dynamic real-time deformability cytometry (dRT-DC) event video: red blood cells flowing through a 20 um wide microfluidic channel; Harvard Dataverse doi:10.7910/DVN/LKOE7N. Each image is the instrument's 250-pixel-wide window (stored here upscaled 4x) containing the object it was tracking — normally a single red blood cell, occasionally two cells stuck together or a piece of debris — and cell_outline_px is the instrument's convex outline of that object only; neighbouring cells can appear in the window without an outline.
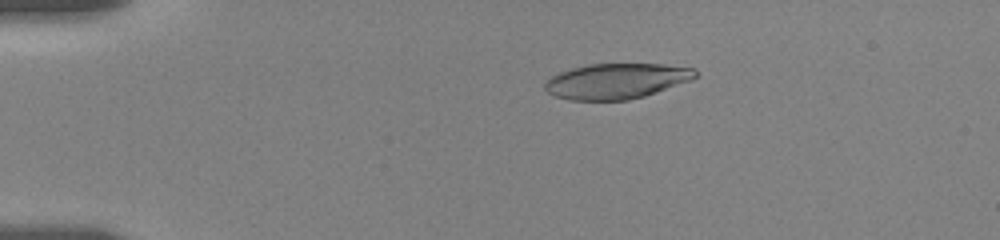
{"species": "human", "species_latin": "Homo sapiens", "temperature_condition": "room temperature", "stored_images_in_passage": 14, "camera_frame_rate_fps": 3000, "um_per_image_px": 0.085, "donor": {"sex": "female"}, "frame": {"image": 1, "passage_image": 4, "time_ms": 3.0, "image_size_px": [1000, 240], "cell_outline_px": [[696, 76], [692, 80], [644, 96], [628, 100], [568, 100], [552, 96], [544, 88], [544, 80], [560, 72], [572, 68], [588, 64], [660, 64], [696, 68]], "centroid_in_image_um": [52.36, 6.89], "position_along_channel_um": 32.6, "area_um2": 31.15}}
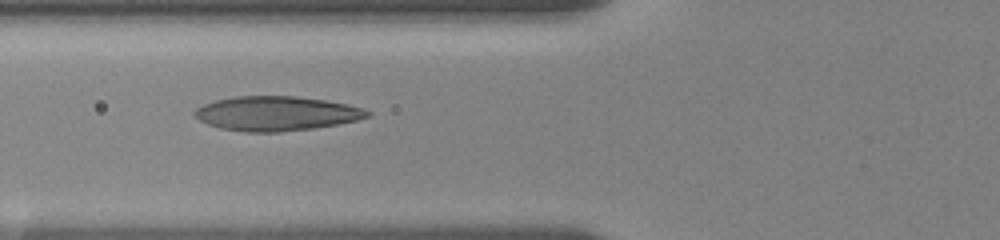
{"frame": {"image": 2, "passage_image": 10, "time_ms": 6.667, "image_size_px": [1000, 240], "cell_outline_px": [[372, 112], [368, 116], [356, 120], [336, 124], [312, 128], [280, 132], [244, 132], [220, 128], [208, 124], [200, 120], [192, 112], [196, 108], [204, 104], [216, 100], [236, 96], [292, 96], [324, 100], [348, 104], [364, 108]], "centroid_in_image_um": [23.47, 9.64], "position_along_channel_um": 102.3, "area_um2": 34.51}}
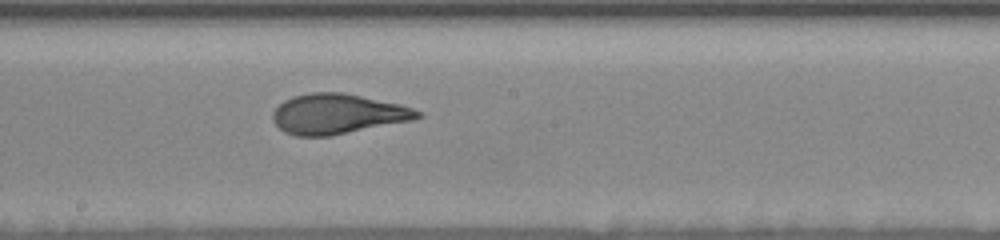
{"frame": {"image": 3, "passage_image": 14, "time_ms": 10.0, "image_size_px": [1000, 240], "cell_outline_px": [[424, 116], [412, 120], [332, 136], [296, 136], [284, 132], [272, 120], [272, 112], [284, 100], [292, 96], [312, 92], [340, 92], [400, 104], [412, 108], [420, 112]], "centroid_in_image_um": [28.67, 9.69], "position_along_channel_um": 219.5, "area_um2": 33.76}}